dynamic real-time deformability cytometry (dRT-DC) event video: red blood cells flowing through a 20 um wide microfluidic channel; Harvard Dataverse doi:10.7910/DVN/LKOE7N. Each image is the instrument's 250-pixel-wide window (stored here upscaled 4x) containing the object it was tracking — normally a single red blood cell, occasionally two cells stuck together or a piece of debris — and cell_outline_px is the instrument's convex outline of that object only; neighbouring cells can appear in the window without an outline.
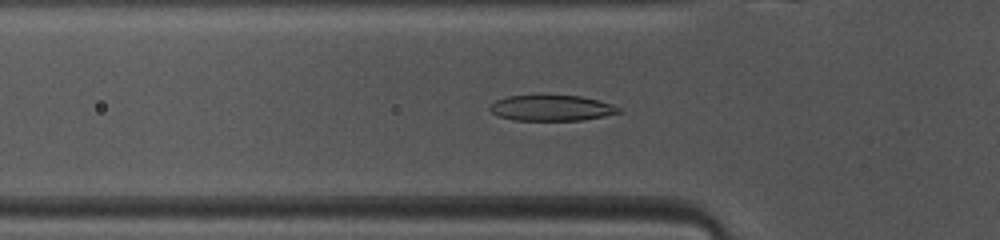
{"species": "common noctule bat (a hibernating species)", "species_latin": "Nyctalus noctula", "temperature_condition": "warm", "stored_images_in_passage": 38, "camera_frame_rate_fps": 3000, "um_per_image_px": 0.085, "animal": {"sex": "female", "body_mass_g": 10.0, "forearm_length_mm": 53.1}, "frame": {"image": 1, "passage_image": 12, "time_ms": 3.667, "image_size_px": [1000, 240], "cell_outline_px": [[624, 112], [604, 116], [580, 120], [512, 120], [496, 116], [488, 108], [496, 100], [508, 96], [544, 92], [580, 96], [600, 100], [612, 104], [620, 108]], "centroid_in_image_um": [46.87, 9.13], "position_along_channel_um": 78.9, "area_um2": 20.29}}
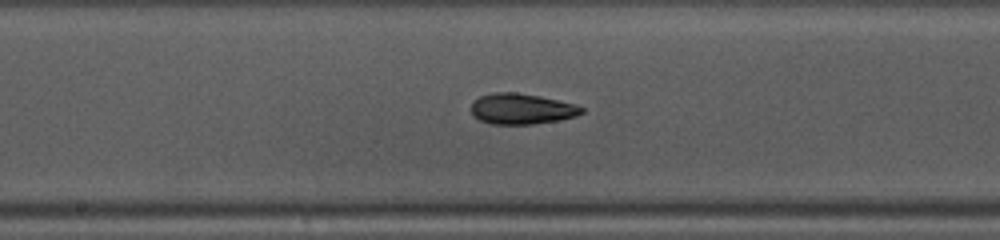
{"frame": {"image": 2, "passage_image": 21, "time_ms": 6.667, "image_size_px": [1000, 240], "cell_outline_px": [[584, 112], [576, 116], [560, 120], [532, 124], [492, 124], [480, 120], [472, 112], [472, 104], [480, 96], [496, 92], [516, 92], [540, 96], [576, 104], [584, 108]], "centroid_in_image_um": [44.39, 9.25], "position_along_channel_um": 203.8, "area_um2": 19.65}}
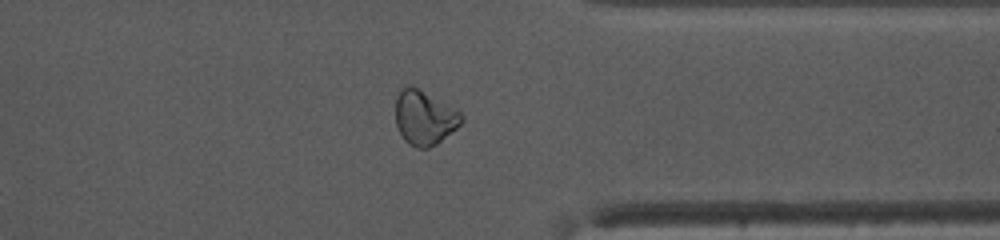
{"frame": {"image": 3, "passage_image": 34, "time_ms": 11.0, "image_size_px": [1000, 240], "cell_outline_px": [[464, 120], [456, 128], [436, 144], [428, 148], [416, 148], [408, 144], [404, 140], [396, 124], [396, 96], [400, 88], [408, 84], [416, 88], [460, 112], [464, 116]], "centroid_in_image_um": [36.04, 10.02], "position_along_channel_um": 375.4, "area_um2": 20.58}, "authors_computed_cell_mechanics": {"area_um2": 19.9699, "velocity_mm_per_s": 4.1232, "shape_relaxation_time_tau1_ms": 4.6619, "shape_relaxation_time_tau2_ms": 3.0767, "deformation_change_tau1": 0.1459, "deformation_change_tau2": 0.0884}}